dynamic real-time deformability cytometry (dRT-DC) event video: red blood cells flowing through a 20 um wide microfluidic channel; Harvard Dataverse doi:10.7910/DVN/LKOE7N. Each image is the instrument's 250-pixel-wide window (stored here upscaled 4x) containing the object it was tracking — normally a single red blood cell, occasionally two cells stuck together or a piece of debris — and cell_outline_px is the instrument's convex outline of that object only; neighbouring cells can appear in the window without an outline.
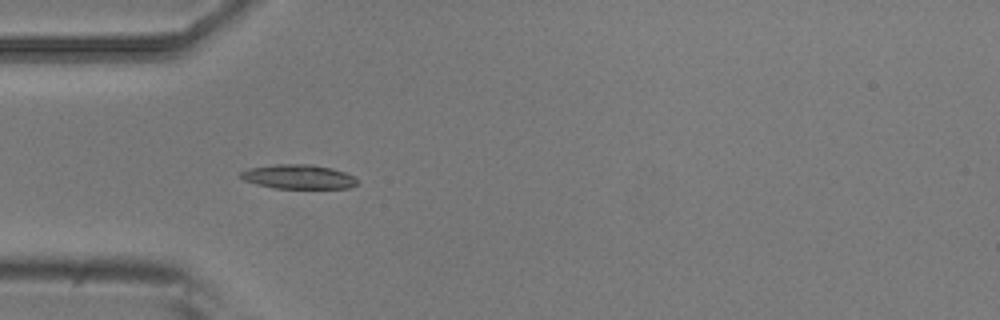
{"species": "common noctule bat (a hibernating species)", "species_latin": "Nyctalus noctula", "temperature_condition": "room temperature", "stored_images_in_passage": 5, "camera_frame_rate_fps": 3000, "um_per_image_px": 0.085, "animal": {"sex": "male", "body_mass_g": 20.5, "forearm_length_mm": 52.5}, "frame": {"image": 1, "passage_image": 4, "time_ms": 1.0, "image_size_px": [1000, 320], "cell_outline_px": [[360, 184], [352, 188], [276, 188], [256, 184], [244, 180], [240, 176], [240, 172], [248, 168], [276, 164], [308, 164], [332, 168], [344, 172], [360, 180]], "centroid_in_image_um": [25.41, 15.03], "position_along_channel_um": 59.6, "area_um2": 16.59}}
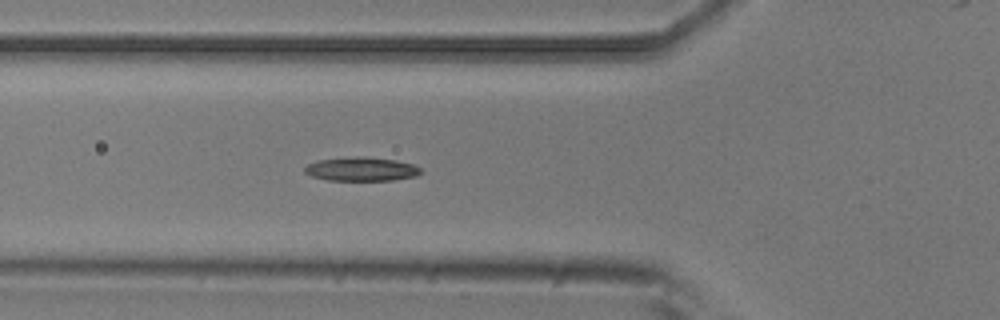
{"frame": {"image": 2, "passage_image": 5, "time_ms": 1.333, "image_size_px": [1000, 320], "cell_outline_px": [[420, 172], [416, 176], [392, 180], [328, 180], [312, 176], [304, 172], [304, 168], [308, 164], [316, 160], [352, 156], [368, 156], [396, 160], [412, 164], [420, 168]], "centroid_in_image_um": [30.68, 14.36], "position_along_channel_um": 95.1, "area_um2": 16.18}}